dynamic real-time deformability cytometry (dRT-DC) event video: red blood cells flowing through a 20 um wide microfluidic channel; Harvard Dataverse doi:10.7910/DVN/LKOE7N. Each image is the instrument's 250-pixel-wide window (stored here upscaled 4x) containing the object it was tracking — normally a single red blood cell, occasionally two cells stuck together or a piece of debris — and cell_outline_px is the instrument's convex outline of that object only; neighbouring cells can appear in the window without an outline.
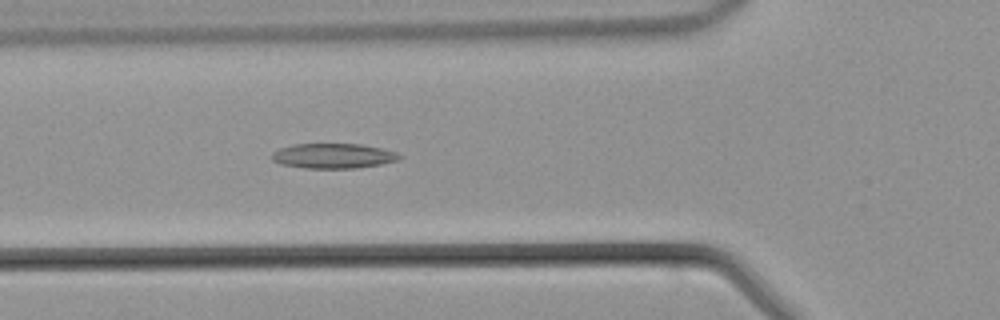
{"species": "common noctule bat (a hibernating species)", "species_latin": "Nyctalus noctula", "temperature_condition": "warm", "stored_images_in_passage": 36, "camera_frame_rate_fps": 3000, "um_per_image_px": 0.085, "animal": {"sex": "male", "body_mass_g": 21.5, "forearm_length_mm": 52.0}, "frame": {"image": 1, "passage_image": 7, "time_ms": 2.0, "image_size_px": [1000, 320], "cell_outline_px": [[404, 156], [400, 160], [380, 164], [356, 168], [304, 168], [280, 164], [272, 160], [272, 152], [280, 148], [292, 144], [360, 144], [384, 148], [396, 152]], "centroid_in_image_um": [28.35, 13.25], "position_along_channel_um": 97.4, "area_um2": 18.73}}
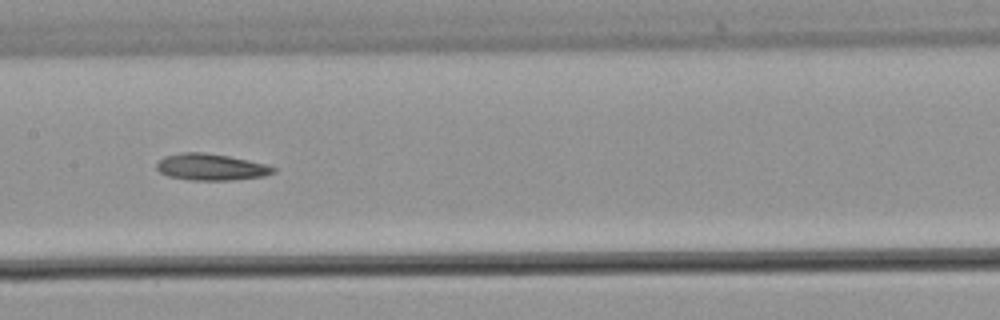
{"frame": {"image": 2, "passage_image": 13, "time_ms": 4.0, "image_size_px": [1000, 320], "cell_outline_px": [[276, 172], [264, 176], [232, 180], [188, 180], [168, 176], [160, 172], [156, 168], [156, 164], [164, 156], [180, 152], [204, 152], [228, 156], [248, 160], [264, 164], [276, 168]], "centroid_in_image_um": [17.91, 14.2], "position_along_channel_um": 189.5, "area_um2": 18.09}}
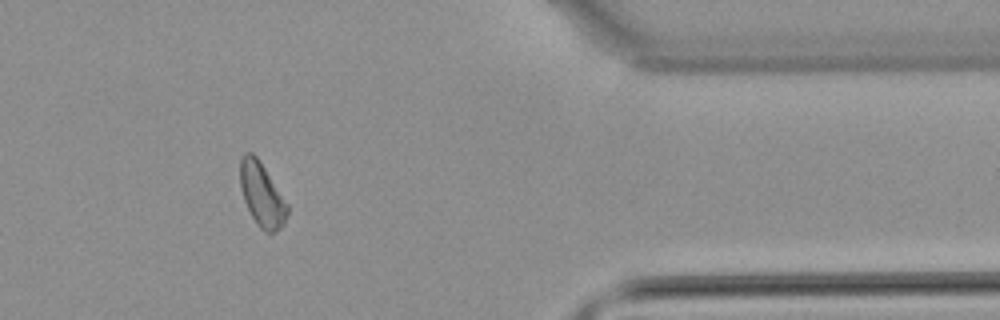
{"frame": {"image": 3, "passage_image": 28, "time_ms": 9.0, "image_size_px": [1000, 320], "cell_outline_px": [[288, 212], [284, 224], [276, 232], [264, 232], [256, 224], [244, 200], [240, 188], [240, 160], [244, 152], [252, 152], [260, 160], [288, 204]], "centroid_in_image_um": [22.25, 16.54], "position_along_channel_um": 389.1, "area_um2": 17.63}}